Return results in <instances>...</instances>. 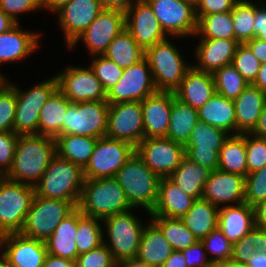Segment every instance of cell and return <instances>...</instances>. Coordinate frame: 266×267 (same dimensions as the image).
Returning <instances> with one entry per match:
<instances>
[{"instance_id": "cell-7", "label": "cell", "mask_w": 266, "mask_h": 267, "mask_svg": "<svg viewBox=\"0 0 266 267\" xmlns=\"http://www.w3.org/2000/svg\"><path fill=\"white\" fill-rule=\"evenodd\" d=\"M75 208L76 206L71 201L47 199L34 195L20 233L33 239L45 241Z\"/></svg>"}, {"instance_id": "cell-54", "label": "cell", "mask_w": 266, "mask_h": 267, "mask_svg": "<svg viewBox=\"0 0 266 267\" xmlns=\"http://www.w3.org/2000/svg\"><path fill=\"white\" fill-rule=\"evenodd\" d=\"M41 9V0H0V9L15 23L17 14Z\"/></svg>"}, {"instance_id": "cell-43", "label": "cell", "mask_w": 266, "mask_h": 267, "mask_svg": "<svg viewBox=\"0 0 266 267\" xmlns=\"http://www.w3.org/2000/svg\"><path fill=\"white\" fill-rule=\"evenodd\" d=\"M212 75L216 93L228 99H236L249 85L232 64L217 69Z\"/></svg>"}, {"instance_id": "cell-50", "label": "cell", "mask_w": 266, "mask_h": 267, "mask_svg": "<svg viewBox=\"0 0 266 267\" xmlns=\"http://www.w3.org/2000/svg\"><path fill=\"white\" fill-rule=\"evenodd\" d=\"M251 137V133H246L248 174L266 166V138Z\"/></svg>"}, {"instance_id": "cell-71", "label": "cell", "mask_w": 266, "mask_h": 267, "mask_svg": "<svg viewBox=\"0 0 266 267\" xmlns=\"http://www.w3.org/2000/svg\"><path fill=\"white\" fill-rule=\"evenodd\" d=\"M184 1L192 5L196 9L202 0H184Z\"/></svg>"}, {"instance_id": "cell-30", "label": "cell", "mask_w": 266, "mask_h": 267, "mask_svg": "<svg viewBox=\"0 0 266 267\" xmlns=\"http://www.w3.org/2000/svg\"><path fill=\"white\" fill-rule=\"evenodd\" d=\"M172 252L171 245L153 221L145 226L136 256L138 259L150 267H163Z\"/></svg>"}, {"instance_id": "cell-40", "label": "cell", "mask_w": 266, "mask_h": 267, "mask_svg": "<svg viewBox=\"0 0 266 267\" xmlns=\"http://www.w3.org/2000/svg\"><path fill=\"white\" fill-rule=\"evenodd\" d=\"M200 39H229L235 40L234 24L231 11L204 15L197 20L195 35Z\"/></svg>"}, {"instance_id": "cell-32", "label": "cell", "mask_w": 266, "mask_h": 267, "mask_svg": "<svg viewBox=\"0 0 266 267\" xmlns=\"http://www.w3.org/2000/svg\"><path fill=\"white\" fill-rule=\"evenodd\" d=\"M217 208L207 200L197 199L193 202L190 210L180 219L189 231L201 241L218 228L219 209Z\"/></svg>"}, {"instance_id": "cell-34", "label": "cell", "mask_w": 266, "mask_h": 267, "mask_svg": "<svg viewBox=\"0 0 266 267\" xmlns=\"http://www.w3.org/2000/svg\"><path fill=\"white\" fill-rule=\"evenodd\" d=\"M210 169L191 161L186 156L169 178L186 194L195 200L201 199Z\"/></svg>"}, {"instance_id": "cell-4", "label": "cell", "mask_w": 266, "mask_h": 267, "mask_svg": "<svg viewBox=\"0 0 266 267\" xmlns=\"http://www.w3.org/2000/svg\"><path fill=\"white\" fill-rule=\"evenodd\" d=\"M77 207L84 215L101 221L133 208L115 178L85 179Z\"/></svg>"}, {"instance_id": "cell-19", "label": "cell", "mask_w": 266, "mask_h": 267, "mask_svg": "<svg viewBox=\"0 0 266 267\" xmlns=\"http://www.w3.org/2000/svg\"><path fill=\"white\" fill-rule=\"evenodd\" d=\"M56 77L58 89L72 103L106 100V92L91 68L69 66Z\"/></svg>"}, {"instance_id": "cell-47", "label": "cell", "mask_w": 266, "mask_h": 267, "mask_svg": "<svg viewBox=\"0 0 266 267\" xmlns=\"http://www.w3.org/2000/svg\"><path fill=\"white\" fill-rule=\"evenodd\" d=\"M232 65L249 84H252L260 69L261 62L254 56L245 43H239L233 57Z\"/></svg>"}, {"instance_id": "cell-58", "label": "cell", "mask_w": 266, "mask_h": 267, "mask_svg": "<svg viewBox=\"0 0 266 267\" xmlns=\"http://www.w3.org/2000/svg\"><path fill=\"white\" fill-rule=\"evenodd\" d=\"M245 44L250 48L254 56L261 62H266V41H261L257 38H253Z\"/></svg>"}, {"instance_id": "cell-33", "label": "cell", "mask_w": 266, "mask_h": 267, "mask_svg": "<svg viewBox=\"0 0 266 267\" xmlns=\"http://www.w3.org/2000/svg\"><path fill=\"white\" fill-rule=\"evenodd\" d=\"M197 110L199 121L223 129L226 133L236 130L235 105L232 99L215 93Z\"/></svg>"}, {"instance_id": "cell-10", "label": "cell", "mask_w": 266, "mask_h": 267, "mask_svg": "<svg viewBox=\"0 0 266 267\" xmlns=\"http://www.w3.org/2000/svg\"><path fill=\"white\" fill-rule=\"evenodd\" d=\"M105 222L111 244H104L111 251L116 262L135 258L138 253L145 227L129 211L117 213L102 220ZM109 245V246H108Z\"/></svg>"}, {"instance_id": "cell-27", "label": "cell", "mask_w": 266, "mask_h": 267, "mask_svg": "<svg viewBox=\"0 0 266 267\" xmlns=\"http://www.w3.org/2000/svg\"><path fill=\"white\" fill-rule=\"evenodd\" d=\"M196 48L199 66L197 70L213 73L223 66L232 64L238 42L229 39H200Z\"/></svg>"}, {"instance_id": "cell-69", "label": "cell", "mask_w": 266, "mask_h": 267, "mask_svg": "<svg viewBox=\"0 0 266 267\" xmlns=\"http://www.w3.org/2000/svg\"><path fill=\"white\" fill-rule=\"evenodd\" d=\"M70 0H41V7H48L51 11H59Z\"/></svg>"}, {"instance_id": "cell-55", "label": "cell", "mask_w": 266, "mask_h": 267, "mask_svg": "<svg viewBox=\"0 0 266 267\" xmlns=\"http://www.w3.org/2000/svg\"><path fill=\"white\" fill-rule=\"evenodd\" d=\"M238 0H202L196 8L197 20L213 13L231 11Z\"/></svg>"}, {"instance_id": "cell-25", "label": "cell", "mask_w": 266, "mask_h": 267, "mask_svg": "<svg viewBox=\"0 0 266 267\" xmlns=\"http://www.w3.org/2000/svg\"><path fill=\"white\" fill-rule=\"evenodd\" d=\"M233 101L236 117V133L234 134L251 133L266 106V94L258 87L249 84Z\"/></svg>"}, {"instance_id": "cell-45", "label": "cell", "mask_w": 266, "mask_h": 267, "mask_svg": "<svg viewBox=\"0 0 266 267\" xmlns=\"http://www.w3.org/2000/svg\"><path fill=\"white\" fill-rule=\"evenodd\" d=\"M17 105L16 87L0 79V132L13 131Z\"/></svg>"}, {"instance_id": "cell-16", "label": "cell", "mask_w": 266, "mask_h": 267, "mask_svg": "<svg viewBox=\"0 0 266 267\" xmlns=\"http://www.w3.org/2000/svg\"><path fill=\"white\" fill-rule=\"evenodd\" d=\"M162 30L169 35L184 37L195 35L197 30L196 9L184 0H145Z\"/></svg>"}, {"instance_id": "cell-53", "label": "cell", "mask_w": 266, "mask_h": 267, "mask_svg": "<svg viewBox=\"0 0 266 267\" xmlns=\"http://www.w3.org/2000/svg\"><path fill=\"white\" fill-rule=\"evenodd\" d=\"M255 227L232 245L230 261L236 264H245L248 258L256 252Z\"/></svg>"}, {"instance_id": "cell-51", "label": "cell", "mask_w": 266, "mask_h": 267, "mask_svg": "<svg viewBox=\"0 0 266 267\" xmlns=\"http://www.w3.org/2000/svg\"><path fill=\"white\" fill-rule=\"evenodd\" d=\"M111 251L105 244L78 255L76 267H116Z\"/></svg>"}, {"instance_id": "cell-6", "label": "cell", "mask_w": 266, "mask_h": 267, "mask_svg": "<svg viewBox=\"0 0 266 267\" xmlns=\"http://www.w3.org/2000/svg\"><path fill=\"white\" fill-rule=\"evenodd\" d=\"M179 51L166 39L145 51L157 91L173 92L192 67L185 64Z\"/></svg>"}, {"instance_id": "cell-26", "label": "cell", "mask_w": 266, "mask_h": 267, "mask_svg": "<svg viewBox=\"0 0 266 267\" xmlns=\"http://www.w3.org/2000/svg\"><path fill=\"white\" fill-rule=\"evenodd\" d=\"M195 199L186 195L169 177H161L158 198L151 216L181 218L192 207Z\"/></svg>"}, {"instance_id": "cell-65", "label": "cell", "mask_w": 266, "mask_h": 267, "mask_svg": "<svg viewBox=\"0 0 266 267\" xmlns=\"http://www.w3.org/2000/svg\"><path fill=\"white\" fill-rule=\"evenodd\" d=\"M244 265L247 267H266V254L255 252Z\"/></svg>"}, {"instance_id": "cell-18", "label": "cell", "mask_w": 266, "mask_h": 267, "mask_svg": "<svg viewBox=\"0 0 266 267\" xmlns=\"http://www.w3.org/2000/svg\"><path fill=\"white\" fill-rule=\"evenodd\" d=\"M7 247L0 258L10 267H43L47 255L45 241L18 233L0 236V246ZM1 249V247H0Z\"/></svg>"}, {"instance_id": "cell-42", "label": "cell", "mask_w": 266, "mask_h": 267, "mask_svg": "<svg viewBox=\"0 0 266 267\" xmlns=\"http://www.w3.org/2000/svg\"><path fill=\"white\" fill-rule=\"evenodd\" d=\"M98 220L100 219L84 215L78 208L75 242L79 255L104 244V235Z\"/></svg>"}, {"instance_id": "cell-36", "label": "cell", "mask_w": 266, "mask_h": 267, "mask_svg": "<svg viewBox=\"0 0 266 267\" xmlns=\"http://www.w3.org/2000/svg\"><path fill=\"white\" fill-rule=\"evenodd\" d=\"M218 169L246 177L248 174L246 133L230 135L219 150Z\"/></svg>"}, {"instance_id": "cell-24", "label": "cell", "mask_w": 266, "mask_h": 267, "mask_svg": "<svg viewBox=\"0 0 266 267\" xmlns=\"http://www.w3.org/2000/svg\"><path fill=\"white\" fill-rule=\"evenodd\" d=\"M173 92L178 100L198 109L216 93L213 75L192 66Z\"/></svg>"}, {"instance_id": "cell-41", "label": "cell", "mask_w": 266, "mask_h": 267, "mask_svg": "<svg viewBox=\"0 0 266 267\" xmlns=\"http://www.w3.org/2000/svg\"><path fill=\"white\" fill-rule=\"evenodd\" d=\"M161 229L173 251H183L199 241L184 225L180 218L151 216Z\"/></svg>"}, {"instance_id": "cell-21", "label": "cell", "mask_w": 266, "mask_h": 267, "mask_svg": "<svg viewBox=\"0 0 266 267\" xmlns=\"http://www.w3.org/2000/svg\"><path fill=\"white\" fill-rule=\"evenodd\" d=\"M102 10L100 0H70L57 11L66 44L70 46Z\"/></svg>"}, {"instance_id": "cell-60", "label": "cell", "mask_w": 266, "mask_h": 267, "mask_svg": "<svg viewBox=\"0 0 266 267\" xmlns=\"http://www.w3.org/2000/svg\"><path fill=\"white\" fill-rule=\"evenodd\" d=\"M140 1V0H136ZM103 9H113L126 12L135 3L132 0H100Z\"/></svg>"}, {"instance_id": "cell-12", "label": "cell", "mask_w": 266, "mask_h": 267, "mask_svg": "<svg viewBox=\"0 0 266 267\" xmlns=\"http://www.w3.org/2000/svg\"><path fill=\"white\" fill-rule=\"evenodd\" d=\"M157 92L148 60L125 68L120 80L106 93L109 104L140 101Z\"/></svg>"}, {"instance_id": "cell-68", "label": "cell", "mask_w": 266, "mask_h": 267, "mask_svg": "<svg viewBox=\"0 0 266 267\" xmlns=\"http://www.w3.org/2000/svg\"><path fill=\"white\" fill-rule=\"evenodd\" d=\"M16 24L17 23L0 9V34L9 31Z\"/></svg>"}, {"instance_id": "cell-38", "label": "cell", "mask_w": 266, "mask_h": 267, "mask_svg": "<svg viewBox=\"0 0 266 267\" xmlns=\"http://www.w3.org/2000/svg\"><path fill=\"white\" fill-rule=\"evenodd\" d=\"M198 121V110L181 102L175 97L172 100L169 127L166 137L185 145L190 138L192 129Z\"/></svg>"}, {"instance_id": "cell-67", "label": "cell", "mask_w": 266, "mask_h": 267, "mask_svg": "<svg viewBox=\"0 0 266 267\" xmlns=\"http://www.w3.org/2000/svg\"><path fill=\"white\" fill-rule=\"evenodd\" d=\"M116 267H150L146 262L135 258L124 259L116 263Z\"/></svg>"}, {"instance_id": "cell-70", "label": "cell", "mask_w": 266, "mask_h": 267, "mask_svg": "<svg viewBox=\"0 0 266 267\" xmlns=\"http://www.w3.org/2000/svg\"><path fill=\"white\" fill-rule=\"evenodd\" d=\"M216 267H247L246 265H243V264H236V263H233L231 261L225 263V264H222V265H219V266H216Z\"/></svg>"}, {"instance_id": "cell-49", "label": "cell", "mask_w": 266, "mask_h": 267, "mask_svg": "<svg viewBox=\"0 0 266 267\" xmlns=\"http://www.w3.org/2000/svg\"><path fill=\"white\" fill-rule=\"evenodd\" d=\"M266 200V166L245 177V203L256 206Z\"/></svg>"}, {"instance_id": "cell-46", "label": "cell", "mask_w": 266, "mask_h": 267, "mask_svg": "<svg viewBox=\"0 0 266 267\" xmlns=\"http://www.w3.org/2000/svg\"><path fill=\"white\" fill-rule=\"evenodd\" d=\"M204 249L215 254L216 257L210 258L214 267L225 264L230 261L232 255V245L224 233L216 228L208 236L201 240Z\"/></svg>"}, {"instance_id": "cell-3", "label": "cell", "mask_w": 266, "mask_h": 267, "mask_svg": "<svg viewBox=\"0 0 266 267\" xmlns=\"http://www.w3.org/2000/svg\"><path fill=\"white\" fill-rule=\"evenodd\" d=\"M134 208L143 206L148 213L154 208L161 177L151 171L135 151L114 177Z\"/></svg>"}, {"instance_id": "cell-28", "label": "cell", "mask_w": 266, "mask_h": 267, "mask_svg": "<svg viewBox=\"0 0 266 267\" xmlns=\"http://www.w3.org/2000/svg\"><path fill=\"white\" fill-rule=\"evenodd\" d=\"M254 227V207L247 203L226 205L219 209L218 228L231 243L239 241Z\"/></svg>"}, {"instance_id": "cell-44", "label": "cell", "mask_w": 266, "mask_h": 267, "mask_svg": "<svg viewBox=\"0 0 266 267\" xmlns=\"http://www.w3.org/2000/svg\"><path fill=\"white\" fill-rule=\"evenodd\" d=\"M234 24L235 40L245 43L253 39L255 4L248 0H238L231 10Z\"/></svg>"}, {"instance_id": "cell-13", "label": "cell", "mask_w": 266, "mask_h": 267, "mask_svg": "<svg viewBox=\"0 0 266 267\" xmlns=\"http://www.w3.org/2000/svg\"><path fill=\"white\" fill-rule=\"evenodd\" d=\"M135 151L147 167L160 177H169L186 156L184 145L167 137L144 138Z\"/></svg>"}, {"instance_id": "cell-64", "label": "cell", "mask_w": 266, "mask_h": 267, "mask_svg": "<svg viewBox=\"0 0 266 267\" xmlns=\"http://www.w3.org/2000/svg\"><path fill=\"white\" fill-rule=\"evenodd\" d=\"M252 85L258 87L266 94V62L261 63L260 69Z\"/></svg>"}, {"instance_id": "cell-20", "label": "cell", "mask_w": 266, "mask_h": 267, "mask_svg": "<svg viewBox=\"0 0 266 267\" xmlns=\"http://www.w3.org/2000/svg\"><path fill=\"white\" fill-rule=\"evenodd\" d=\"M135 3L125 12L126 30L145 52L167 38L149 4L145 0Z\"/></svg>"}, {"instance_id": "cell-66", "label": "cell", "mask_w": 266, "mask_h": 267, "mask_svg": "<svg viewBox=\"0 0 266 267\" xmlns=\"http://www.w3.org/2000/svg\"><path fill=\"white\" fill-rule=\"evenodd\" d=\"M255 247L256 252L266 254V231L255 227Z\"/></svg>"}, {"instance_id": "cell-39", "label": "cell", "mask_w": 266, "mask_h": 267, "mask_svg": "<svg viewBox=\"0 0 266 267\" xmlns=\"http://www.w3.org/2000/svg\"><path fill=\"white\" fill-rule=\"evenodd\" d=\"M103 55L125 69L142 60L145 52L125 29L113 39Z\"/></svg>"}, {"instance_id": "cell-48", "label": "cell", "mask_w": 266, "mask_h": 267, "mask_svg": "<svg viewBox=\"0 0 266 267\" xmlns=\"http://www.w3.org/2000/svg\"><path fill=\"white\" fill-rule=\"evenodd\" d=\"M92 61L91 69L101 82L104 91L107 93L120 80L123 68L116 65L104 55Z\"/></svg>"}, {"instance_id": "cell-2", "label": "cell", "mask_w": 266, "mask_h": 267, "mask_svg": "<svg viewBox=\"0 0 266 267\" xmlns=\"http://www.w3.org/2000/svg\"><path fill=\"white\" fill-rule=\"evenodd\" d=\"M84 181V171L80 166L56 154L42 178L34 186L35 195L47 199L71 201L77 207Z\"/></svg>"}, {"instance_id": "cell-37", "label": "cell", "mask_w": 266, "mask_h": 267, "mask_svg": "<svg viewBox=\"0 0 266 267\" xmlns=\"http://www.w3.org/2000/svg\"><path fill=\"white\" fill-rule=\"evenodd\" d=\"M98 138L79 135H59L55 138L56 154L84 169L94 151Z\"/></svg>"}, {"instance_id": "cell-11", "label": "cell", "mask_w": 266, "mask_h": 267, "mask_svg": "<svg viewBox=\"0 0 266 267\" xmlns=\"http://www.w3.org/2000/svg\"><path fill=\"white\" fill-rule=\"evenodd\" d=\"M58 88L57 77L35 85L27 92H21L16 87L17 105L13 132L22 134H38V119L44 103Z\"/></svg>"}, {"instance_id": "cell-14", "label": "cell", "mask_w": 266, "mask_h": 267, "mask_svg": "<svg viewBox=\"0 0 266 267\" xmlns=\"http://www.w3.org/2000/svg\"><path fill=\"white\" fill-rule=\"evenodd\" d=\"M105 136L126 141L136 147L144 139L141 102L109 104Z\"/></svg>"}, {"instance_id": "cell-61", "label": "cell", "mask_w": 266, "mask_h": 267, "mask_svg": "<svg viewBox=\"0 0 266 267\" xmlns=\"http://www.w3.org/2000/svg\"><path fill=\"white\" fill-rule=\"evenodd\" d=\"M43 267H76L75 262L62 257L53 256L47 253Z\"/></svg>"}, {"instance_id": "cell-63", "label": "cell", "mask_w": 266, "mask_h": 267, "mask_svg": "<svg viewBox=\"0 0 266 267\" xmlns=\"http://www.w3.org/2000/svg\"><path fill=\"white\" fill-rule=\"evenodd\" d=\"M251 135L266 138V106L262 110L261 115L259 116L258 122L251 132Z\"/></svg>"}, {"instance_id": "cell-9", "label": "cell", "mask_w": 266, "mask_h": 267, "mask_svg": "<svg viewBox=\"0 0 266 267\" xmlns=\"http://www.w3.org/2000/svg\"><path fill=\"white\" fill-rule=\"evenodd\" d=\"M135 147L123 140L100 137L87 166L83 169L85 179L114 178Z\"/></svg>"}, {"instance_id": "cell-22", "label": "cell", "mask_w": 266, "mask_h": 267, "mask_svg": "<svg viewBox=\"0 0 266 267\" xmlns=\"http://www.w3.org/2000/svg\"><path fill=\"white\" fill-rule=\"evenodd\" d=\"M202 199L218 205L237 202V205L245 203V177L221 171H210L205 182Z\"/></svg>"}, {"instance_id": "cell-52", "label": "cell", "mask_w": 266, "mask_h": 267, "mask_svg": "<svg viewBox=\"0 0 266 267\" xmlns=\"http://www.w3.org/2000/svg\"><path fill=\"white\" fill-rule=\"evenodd\" d=\"M18 134L0 132V173L5 176L12 167Z\"/></svg>"}, {"instance_id": "cell-72", "label": "cell", "mask_w": 266, "mask_h": 267, "mask_svg": "<svg viewBox=\"0 0 266 267\" xmlns=\"http://www.w3.org/2000/svg\"><path fill=\"white\" fill-rule=\"evenodd\" d=\"M0 267H10L0 258Z\"/></svg>"}, {"instance_id": "cell-59", "label": "cell", "mask_w": 266, "mask_h": 267, "mask_svg": "<svg viewBox=\"0 0 266 267\" xmlns=\"http://www.w3.org/2000/svg\"><path fill=\"white\" fill-rule=\"evenodd\" d=\"M255 227L266 231V200L254 206Z\"/></svg>"}, {"instance_id": "cell-62", "label": "cell", "mask_w": 266, "mask_h": 267, "mask_svg": "<svg viewBox=\"0 0 266 267\" xmlns=\"http://www.w3.org/2000/svg\"><path fill=\"white\" fill-rule=\"evenodd\" d=\"M163 267H188L182 251H173L165 261Z\"/></svg>"}, {"instance_id": "cell-35", "label": "cell", "mask_w": 266, "mask_h": 267, "mask_svg": "<svg viewBox=\"0 0 266 267\" xmlns=\"http://www.w3.org/2000/svg\"><path fill=\"white\" fill-rule=\"evenodd\" d=\"M70 103V100L57 88L40 111L38 134L54 138L62 135V123Z\"/></svg>"}, {"instance_id": "cell-57", "label": "cell", "mask_w": 266, "mask_h": 267, "mask_svg": "<svg viewBox=\"0 0 266 267\" xmlns=\"http://www.w3.org/2000/svg\"><path fill=\"white\" fill-rule=\"evenodd\" d=\"M253 27V38L266 41V8L255 6V18Z\"/></svg>"}, {"instance_id": "cell-23", "label": "cell", "mask_w": 266, "mask_h": 267, "mask_svg": "<svg viewBox=\"0 0 266 267\" xmlns=\"http://www.w3.org/2000/svg\"><path fill=\"white\" fill-rule=\"evenodd\" d=\"M174 92L157 91L142 102L144 138L166 137Z\"/></svg>"}, {"instance_id": "cell-29", "label": "cell", "mask_w": 266, "mask_h": 267, "mask_svg": "<svg viewBox=\"0 0 266 267\" xmlns=\"http://www.w3.org/2000/svg\"><path fill=\"white\" fill-rule=\"evenodd\" d=\"M77 224L78 207L66 216L50 237L45 240L47 253L75 262L79 255L75 242Z\"/></svg>"}, {"instance_id": "cell-17", "label": "cell", "mask_w": 266, "mask_h": 267, "mask_svg": "<svg viewBox=\"0 0 266 267\" xmlns=\"http://www.w3.org/2000/svg\"><path fill=\"white\" fill-rule=\"evenodd\" d=\"M125 29V12L103 9L69 48L78 43L79 39H83L93 55H103L113 39Z\"/></svg>"}, {"instance_id": "cell-5", "label": "cell", "mask_w": 266, "mask_h": 267, "mask_svg": "<svg viewBox=\"0 0 266 267\" xmlns=\"http://www.w3.org/2000/svg\"><path fill=\"white\" fill-rule=\"evenodd\" d=\"M34 195L31 185L0 179V236L22 230Z\"/></svg>"}, {"instance_id": "cell-31", "label": "cell", "mask_w": 266, "mask_h": 267, "mask_svg": "<svg viewBox=\"0 0 266 267\" xmlns=\"http://www.w3.org/2000/svg\"><path fill=\"white\" fill-rule=\"evenodd\" d=\"M38 34L24 32L17 23L9 31L0 34V63L24 59L38 47ZM1 78H4L0 74Z\"/></svg>"}, {"instance_id": "cell-56", "label": "cell", "mask_w": 266, "mask_h": 267, "mask_svg": "<svg viewBox=\"0 0 266 267\" xmlns=\"http://www.w3.org/2000/svg\"><path fill=\"white\" fill-rule=\"evenodd\" d=\"M204 246L201 241H197L193 246L182 251L188 267H214L204 253Z\"/></svg>"}, {"instance_id": "cell-1", "label": "cell", "mask_w": 266, "mask_h": 267, "mask_svg": "<svg viewBox=\"0 0 266 267\" xmlns=\"http://www.w3.org/2000/svg\"><path fill=\"white\" fill-rule=\"evenodd\" d=\"M55 155L54 137L41 134L19 135L12 167L5 177L34 187Z\"/></svg>"}, {"instance_id": "cell-8", "label": "cell", "mask_w": 266, "mask_h": 267, "mask_svg": "<svg viewBox=\"0 0 266 267\" xmlns=\"http://www.w3.org/2000/svg\"><path fill=\"white\" fill-rule=\"evenodd\" d=\"M109 103L106 100L70 103L62 123V135L104 137Z\"/></svg>"}, {"instance_id": "cell-15", "label": "cell", "mask_w": 266, "mask_h": 267, "mask_svg": "<svg viewBox=\"0 0 266 267\" xmlns=\"http://www.w3.org/2000/svg\"><path fill=\"white\" fill-rule=\"evenodd\" d=\"M228 136L229 133L223 129L198 121L184 145L185 155L211 171L216 170L219 166V150Z\"/></svg>"}]
</instances>
